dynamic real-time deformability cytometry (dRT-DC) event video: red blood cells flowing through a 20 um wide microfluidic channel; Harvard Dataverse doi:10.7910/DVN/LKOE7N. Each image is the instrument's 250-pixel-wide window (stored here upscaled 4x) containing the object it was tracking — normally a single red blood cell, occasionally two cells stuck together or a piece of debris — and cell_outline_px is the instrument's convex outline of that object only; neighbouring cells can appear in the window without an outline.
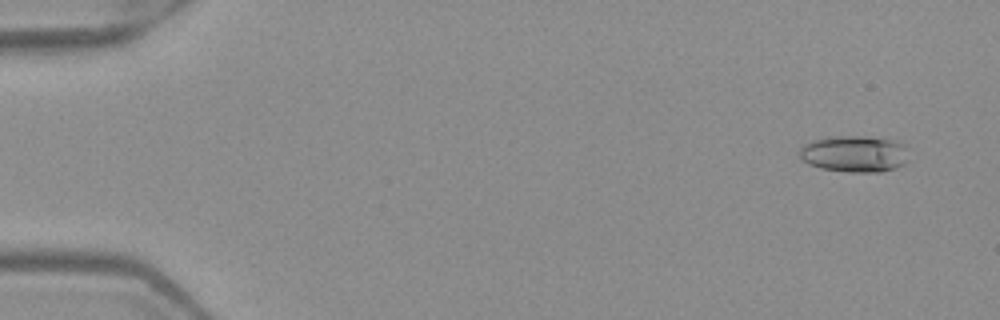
{"species": "Egyptian fruit bat (a non-hibernating species)", "species_latin": "Rousettus aegyptiacus", "temperature_condition": "warm", "stored_images_in_passage": 52, "camera_frame_rate_fps": 3000, "um_per_image_px": 0.085, "frame": {"image": 1, "passage_image": 4, "time_ms": 1.0, "image_size_px": [1000, 320], "cell_outline_px": [[908, 160], [904, 164], [896, 168], [880, 172], [848, 172], [820, 168], [808, 164], [800, 160], [800, 148], [804, 144], [812, 140], [828, 136], [864, 136], [896, 140], [904, 144], [908, 148]], "centroid_in_image_um": [72.64, 13.07], "position_along_channel_um": 12.4, "area_um2": 23.76}}
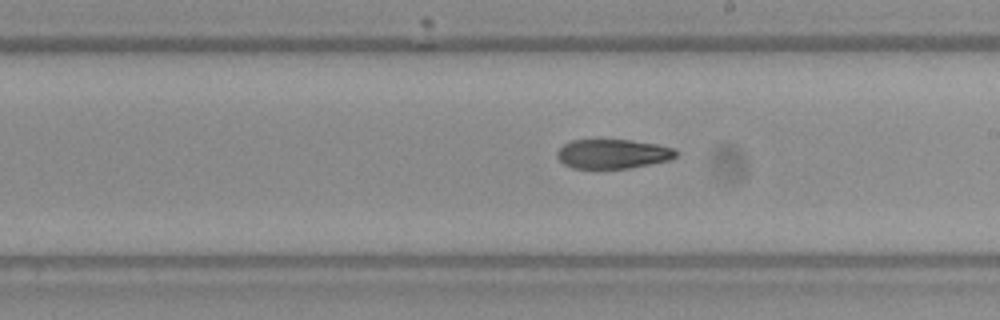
{"frame": {"image": 2, "passage_image": 31, "time_ms": 10.0, "image_size_px": [1000, 320], "cell_outline_px": [[680, 152], [672, 160], [632, 168], [572, 168], [564, 164], [556, 156], [556, 152], [564, 144], [572, 140], [632, 140], [656, 144], [672, 148]], "centroid_in_image_um": [52.12, 13.08], "position_along_channel_um": 236.9, "area_um2": 20.46}}
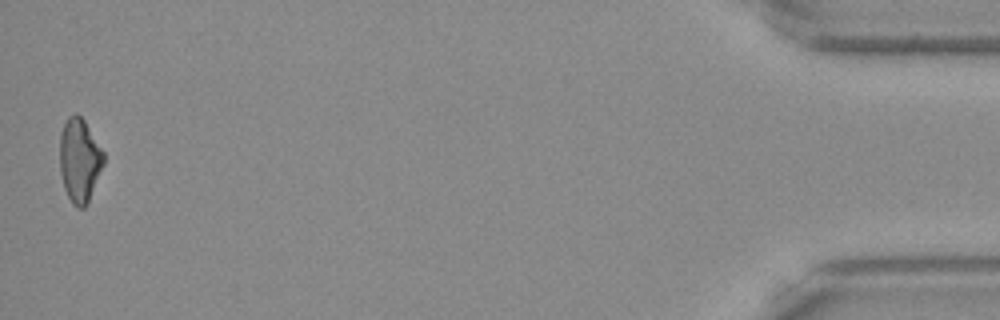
{"frame": {"image": 3, "passage_image": 52, "time_ms": 17.0, "image_size_px": [1000, 320], "cell_outline_px": [[104, 164], [88, 204], [84, 208], [76, 208], [72, 204], [64, 188], [60, 172], [60, 132], [68, 116], [76, 112], [84, 120], [104, 152]], "centroid_in_image_um": [6.76, 13.64], "position_along_channel_um": 428.4, "area_um2": 21.62}}